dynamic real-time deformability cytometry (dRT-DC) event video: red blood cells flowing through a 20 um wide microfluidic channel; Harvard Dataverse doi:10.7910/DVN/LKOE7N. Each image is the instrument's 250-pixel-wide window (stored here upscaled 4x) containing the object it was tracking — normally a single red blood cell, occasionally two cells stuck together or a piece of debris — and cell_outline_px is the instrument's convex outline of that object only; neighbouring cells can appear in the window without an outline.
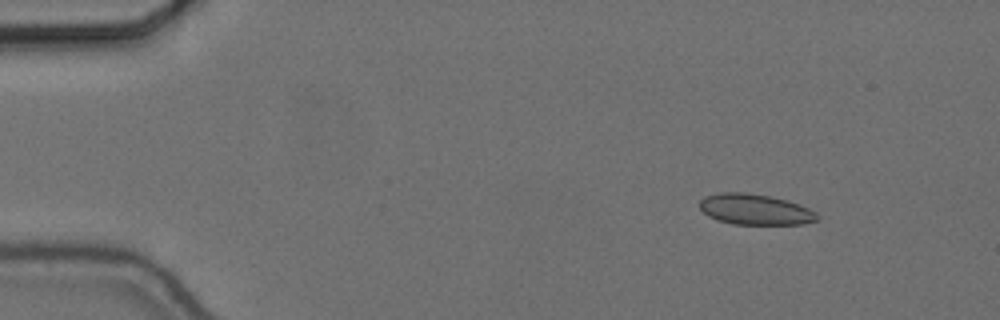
{"species": "common noctule bat (a hibernating species)", "species_latin": "Nyctalus noctula", "temperature_condition": "cold", "stored_images_in_passage": 51, "camera_frame_rate_fps": 3000, "um_per_image_px": 0.085, "animal": {"sex": "female", "body_mass_g": 24.6, "forearm_length_mm": 56.2}, "frame": {"image": 1, "passage_image": 1, "time_ms": 0.0, "image_size_px": [1000, 320], "cell_outline_px": [[820, 220], [804, 224], [732, 224], [716, 220], [708, 216], [700, 208], [700, 200], [704, 196], [720, 192], [744, 192], [768, 196], [784, 200], [808, 208], [816, 212], [820, 216]], "centroid_in_image_um": [64.17, 17.81], "position_along_channel_um": 20.8, "area_um2": 21.04}}
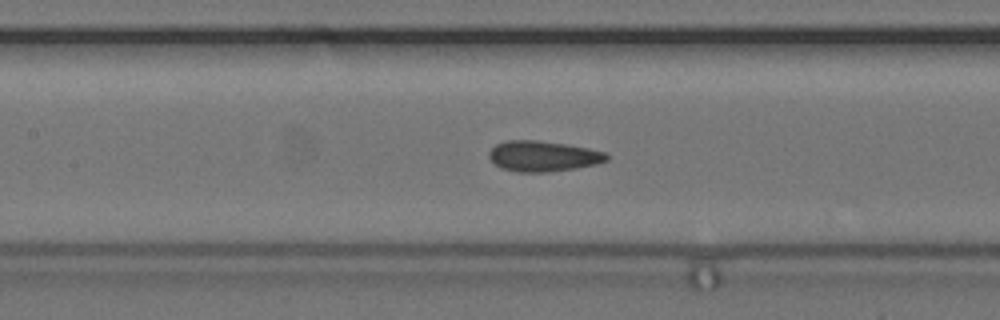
{"frame": {"image": 2, "passage_image": 20, "time_ms": 6.333, "image_size_px": [1000, 320], "cell_outline_px": [[608, 160], [596, 164], [576, 168], [548, 172], [516, 172], [500, 168], [488, 156], [488, 152], [496, 144], [504, 140], [540, 140], [588, 148], [604, 152], [608, 156]], "centroid_in_image_um": [46.13, 13.27], "position_along_channel_um": 161.3, "area_um2": 20.98}}
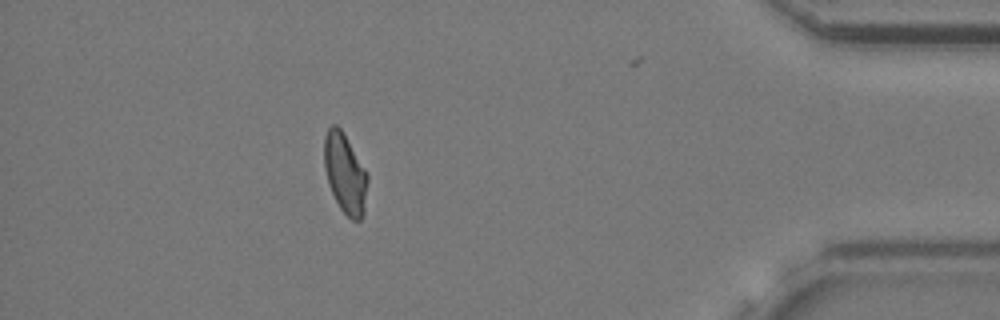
{"frame": {"image": 3, "passage_image": 44, "time_ms": 14.333, "image_size_px": [1000, 320], "cell_outline_px": [[368, 180], [364, 212], [360, 220], [352, 220], [340, 208], [328, 184], [324, 168], [324, 136], [328, 128], [332, 124], [336, 124], [340, 128], [364, 168], [368, 176]], "centroid_in_image_um": [29.31, 14.75], "position_along_channel_um": 405.9, "area_um2": 19.94}, "authors_computed_cell_mechanics": {"area_um2": 20.9814, "velocity_mm_per_s": 3.6663, "shape_relaxation_time_tau1_ms": null, "shape_relaxation_time_tau2_ms": 1.298, "deformation_change_tau1": null, "deformation_change_tau2": 0.0847}}